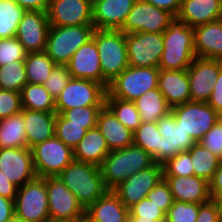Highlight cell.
<instances>
[{
	"mask_svg": "<svg viewBox=\"0 0 222 222\" xmlns=\"http://www.w3.org/2000/svg\"><path fill=\"white\" fill-rule=\"evenodd\" d=\"M195 58L194 29L175 17L163 32V52L158 68L185 70Z\"/></svg>",
	"mask_w": 222,
	"mask_h": 222,
	"instance_id": "6da1fadb",
	"label": "cell"
},
{
	"mask_svg": "<svg viewBox=\"0 0 222 222\" xmlns=\"http://www.w3.org/2000/svg\"><path fill=\"white\" fill-rule=\"evenodd\" d=\"M152 156L134 144L123 149L112 150L99 166L104 186L113 190L131 175L151 167Z\"/></svg>",
	"mask_w": 222,
	"mask_h": 222,
	"instance_id": "7a4b0ae2",
	"label": "cell"
},
{
	"mask_svg": "<svg viewBox=\"0 0 222 222\" xmlns=\"http://www.w3.org/2000/svg\"><path fill=\"white\" fill-rule=\"evenodd\" d=\"M86 210L106 191L99 166L73 160L58 176Z\"/></svg>",
	"mask_w": 222,
	"mask_h": 222,
	"instance_id": "3957f363",
	"label": "cell"
},
{
	"mask_svg": "<svg viewBox=\"0 0 222 222\" xmlns=\"http://www.w3.org/2000/svg\"><path fill=\"white\" fill-rule=\"evenodd\" d=\"M103 77L110 83L129 66L126 34L120 30L94 29Z\"/></svg>",
	"mask_w": 222,
	"mask_h": 222,
	"instance_id": "277c9868",
	"label": "cell"
},
{
	"mask_svg": "<svg viewBox=\"0 0 222 222\" xmlns=\"http://www.w3.org/2000/svg\"><path fill=\"white\" fill-rule=\"evenodd\" d=\"M93 31V25L50 26L45 52L57 65H67L72 55L92 38Z\"/></svg>",
	"mask_w": 222,
	"mask_h": 222,
	"instance_id": "5b68a950",
	"label": "cell"
},
{
	"mask_svg": "<svg viewBox=\"0 0 222 222\" xmlns=\"http://www.w3.org/2000/svg\"><path fill=\"white\" fill-rule=\"evenodd\" d=\"M14 211L25 222L50 221L46 177H36L17 189Z\"/></svg>",
	"mask_w": 222,
	"mask_h": 222,
	"instance_id": "8992f818",
	"label": "cell"
},
{
	"mask_svg": "<svg viewBox=\"0 0 222 222\" xmlns=\"http://www.w3.org/2000/svg\"><path fill=\"white\" fill-rule=\"evenodd\" d=\"M158 67L128 66L109 84L107 92L118 99L134 101L158 87Z\"/></svg>",
	"mask_w": 222,
	"mask_h": 222,
	"instance_id": "52a82bcc",
	"label": "cell"
},
{
	"mask_svg": "<svg viewBox=\"0 0 222 222\" xmlns=\"http://www.w3.org/2000/svg\"><path fill=\"white\" fill-rule=\"evenodd\" d=\"M37 177H57L73 160V150L56 136L30 148Z\"/></svg>",
	"mask_w": 222,
	"mask_h": 222,
	"instance_id": "ba28073f",
	"label": "cell"
},
{
	"mask_svg": "<svg viewBox=\"0 0 222 222\" xmlns=\"http://www.w3.org/2000/svg\"><path fill=\"white\" fill-rule=\"evenodd\" d=\"M107 89L96 81L71 78L55 99L57 114L65 110L86 106H104Z\"/></svg>",
	"mask_w": 222,
	"mask_h": 222,
	"instance_id": "9c48e42d",
	"label": "cell"
},
{
	"mask_svg": "<svg viewBox=\"0 0 222 222\" xmlns=\"http://www.w3.org/2000/svg\"><path fill=\"white\" fill-rule=\"evenodd\" d=\"M50 221H85V209L58 177H46Z\"/></svg>",
	"mask_w": 222,
	"mask_h": 222,
	"instance_id": "30bf717a",
	"label": "cell"
},
{
	"mask_svg": "<svg viewBox=\"0 0 222 222\" xmlns=\"http://www.w3.org/2000/svg\"><path fill=\"white\" fill-rule=\"evenodd\" d=\"M171 113L180 127L196 143L219 120V114L207 102H187L171 108Z\"/></svg>",
	"mask_w": 222,
	"mask_h": 222,
	"instance_id": "8fae6325",
	"label": "cell"
},
{
	"mask_svg": "<svg viewBox=\"0 0 222 222\" xmlns=\"http://www.w3.org/2000/svg\"><path fill=\"white\" fill-rule=\"evenodd\" d=\"M175 16L144 0H137L120 31L127 33H163Z\"/></svg>",
	"mask_w": 222,
	"mask_h": 222,
	"instance_id": "7c38bea8",
	"label": "cell"
},
{
	"mask_svg": "<svg viewBox=\"0 0 222 222\" xmlns=\"http://www.w3.org/2000/svg\"><path fill=\"white\" fill-rule=\"evenodd\" d=\"M129 66L158 67L163 52V33L126 34Z\"/></svg>",
	"mask_w": 222,
	"mask_h": 222,
	"instance_id": "4fadbf2b",
	"label": "cell"
},
{
	"mask_svg": "<svg viewBox=\"0 0 222 222\" xmlns=\"http://www.w3.org/2000/svg\"><path fill=\"white\" fill-rule=\"evenodd\" d=\"M162 179L163 166L162 164L154 163L151 167L131 175L112 191L129 209L143 198H146L150 190Z\"/></svg>",
	"mask_w": 222,
	"mask_h": 222,
	"instance_id": "5bb4252c",
	"label": "cell"
},
{
	"mask_svg": "<svg viewBox=\"0 0 222 222\" xmlns=\"http://www.w3.org/2000/svg\"><path fill=\"white\" fill-rule=\"evenodd\" d=\"M0 172L17 188L35 179L31 149L0 148Z\"/></svg>",
	"mask_w": 222,
	"mask_h": 222,
	"instance_id": "9a60e30c",
	"label": "cell"
},
{
	"mask_svg": "<svg viewBox=\"0 0 222 222\" xmlns=\"http://www.w3.org/2000/svg\"><path fill=\"white\" fill-rule=\"evenodd\" d=\"M49 27L46 11L28 10L18 24L15 37L26 53L42 52L46 49Z\"/></svg>",
	"mask_w": 222,
	"mask_h": 222,
	"instance_id": "2e32d148",
	"label": "cell"
},
{
	"mask_svg": "<svg viewBox=\"0 0 222 222\" xmlns=\"http://www.w3.org/2000/svg\"><path fill=\"white\" fill-rule=\"evenodd\" d=\"M222 61L196 57L188 67L191 102H207L212 93Z\"/></svg>",
	"mask_w": 222,
	"mask_h": 222,
	"instance_id": "e0dca14e",
	"label": "cell"
},
{
	"mask_svg": "<svg viewBox=\"0 0 222 222\" xmlns=\"http://www.w3.org/2000/svg\"><path fill=\"white\" fill-rule=\"evenodd\" d=\"M47 14L50 26L93 25L92 0H51Z\"/></svg>",
	"mask_w": 222,
	"mask_h": 222,
	"instance_id": "ac0fdd59",
	"label": "cell"
},
{
	"mask_svg": "<svg viewBox=\"0 0 222 222\" xmlns=\"http://www.w3.org/2000/svg\"><path fill=\"white\" fill-rule=\"evenodd\" d=\"M67 66L72 78L96 81L108 89L110 83L102 75L99 52L93 38L72 55Z\"/></svg>",
	"mask_w": 222,
	"mask_h": 222,
	"instance_id": "d6986e66",
	"label": "cell"
},
{
	"mask_svg": "<svg viewBox=\"0 0 222 222\" xmlns=\"http://www.w3.org/2000/svg\"><path fill=\"white\" fill-rule=\"evenodd\" d=\"M160 137V164L178 153L188 151L196 142L189 136L175 120L170 112L161 117L158 122Z\"/></svg>",
	"mask_w": 222,
	"mask_h": 222,
	"instance_id": "ffe728a7",
	"label": "cell"
},
{
	"mask_svg": "<svg viewBox=\"0 0 222 222\" xmlns=\"http://www.w3.org/2000/svg\"><path fill=\"white\" fill-rule=\"evenodd\" d=\"M137 0H92L94 29L120 30Z\"/></svg>",
	"mask_w": 222,
	"mask_h": 222,
	"instance_id": "44dd1931",
	"label": "cell"
},
{
	"mask_svg": "<svg viewBox=\"0 0 222 222\" xmlns=\"http://www.w3.org/2000/svg\"><path fill=\"white\" fill-rule=\"evenodd\" d=\"M168 182L175 201L202 204L211 199L209 182L195 175L163 176Z\"/></svg>",
	"mask_w": 222,
	"mask_h": 222,
	"instance_id": "7402d4cb",
	"label": "cell"
},
{
	"mask_svg": "<svg viewBox=\"0 0 222 222\" xmlns=\"http://www.w3.org/2000/svg\"><path fill=\"white\" fill-rule=\"evenodd\" d=\"M158 89L168 105L173 108L191 102L189 76L185 70H162L158 77Z\"/></svg>",
	"mask_w": 222,
	"mask_h": 222,
	"instance_id": "603a6c76",
	"label": "cell"
},
{
	"mask_svg": "<svg viewBox=\"0 0 222 222\" xmlns=\"http://www.w3.org/2000/svg\"><path fill=\"white\" fill-rule=\"evenodd\" d=\"M85 222H129V209L112 190H107L85 210Z\"/></svg>",
	"mask_w": 222,
	"mask_h": 222,
	"instance_id": "cb8c5ba5",
	"label": "cell"
},
{
	"mask_svg": "<svg viewBox=\"0 0 222 222\" xmlns=\"http://www.w3.org/2000/svg\"><path fill=\"white\" fill-rule=\"evenodd\" d=\"M193 29L196 57L222 61V18Z\"/></svg>",
	"mask_w": 222,
	"mask_h": 222,
	"instance_id": "d4e9b609",
	"label": "cell"
},
{
	"mask_svg": "<svg viewBox=\"0 0 222 222\" xmlns=\"http://www.w3.org/2000/svg\"><path fill=\"white\" fill-rule=\"evenodd\" d=\"M96 127L110 151L133 145V131L125 127L105 105L98 113Z\"/></svg>",
	"mask_w": 222,
	"mask_h": 222,
	"instance_id": "484cf974",
	"label": "cell"
},
{
	"mask_svg": "<svg viewBox=\"0 0 222 222\" xmlns=\"http://www.w3.org/2000/svg\"><path fill=\"white\" fill-rule=\"evenodd\" d=\"M176 18L192 28L221 19V0H182Z\"/></svg>",
	"mask_w": 222,
	"mask_h": 222,
	"instance_id": "4316f807",
	"label": "cell"
},
{
	"mask_svg": "<svg viewBox=\"0 0 222 222\" xmlns=\"http://www.w3.org/2000/svg\"><path fill=\"white\" fill-rule=\"evenodd\" d=\"M22 115L24 116L28 148L55 136L56 112L22 108Z\"/></svg>",
	"mask_w": 222,
	"mask_h": 222,
	"instance_id": "83f0119b",
	"label": "cell"
},
{
	"mask_svg": "<svg viewBox=\"0 0 222 222\" xmlns=\"http://www.w3.org/2000/svg\"><path fill=\"white\" fill-rule=\"evenodd\" d=\"M110 150L106 140L97 127L87 130L85 136L73 149L75 161L100 166Z\"/></svg>",
	"mask_w": 222,
	"mask_h": 222,
	"instance_id": "f1b7e54d",
	"label": "cell"
},
{
	"mask_svg": "<svg viewBox=\"0 0 222 222\" xmlns=\"http://www.w3.org/2000/svg\"><path fill=\"white\" fill-rule=\"evenodd\" d=\"M133 102L140 114L141 123H157L161 117L171 112V107L158 87L147 91Z\"/></svg>",
	"mask_w": 222,
	"mask_h": 222,
	"instance_id": "f546056e",
	"label": "cell"
},
{
	"mask_svg": "<svg viewBox=\"0 0 222 222\" xmlns=\"http://www.w3.org/2000/svg\"><path fill=\"white\" fill-rule=\"evenodd\" d=\"M27 147L22 111L0 120V148Z\"/></svg>",
	"mask_w": 222,
	"mask_h": 222,
	"instance_id": "4dcf8cb0",
	"label": "cell"
},
{
	"mask_svg": "<svg viewBox=\"0 0 222 222\" xmlns=\"http://www.w3.org/2000/svg\"><path fill=\"white\" fill-rule=\"evenodd\" d=\"M21 105L24 109L56 112L55 98L42 84L27 83L21 90Z\"/></svg>",
	"mask_w": 222,
	"mask_h": 222,
	"instance_id": "1f68e13d",
	"label": "cell"
},
{
	"mask_svg": "<svg viewBox=\"0 0 222 222\" xmlns=\"http://www.w3.org/2000/svg\"><path fill=\"white\" fill-rule=\"evenodd\" d=\"M24 65L26 69L27 83L44 84L57 65L45 51L27 53Z\"/></svg>",
	"mask_w": 222,
	"mask_h": 222,
	"instance_id": "d6a6232c",
	"label": "cell"
},
{
	"mask_svg": "<svg viewBox=\"0 0 222 222\" xmlns=\"http://www.w3.org/2000/svg\"><path fill=\"white\" fill-rule=\"evenodd\" d=\"M188 151L193 163V175L210 182L221 160L199 143H195Z\"/></svg>",
	"mask_w": 222,
	"mask_h": 222,
	"instance_id": "836d02e7",
	"label": "cell"
},
{
	"mask_svg": "<svg viewBox=\"0 0 222 222\" xmlns=\"http://www.w3.org/2000/svg\"><path fill=\"white\" fill-rule=\"evenodd\" d=\"M105 106L131 131L134 132L141 125L140 114L133 101L118 99L106 92Z\"/></svg>",
	"mask_w": 222,
	"mask_h": 222,
	"instance_id": "e575fe53",
	"label": "cell"
},
{
	"mask_svg": "<svg viewBox=\"0 0 222 222\" xmlns=\"http://www.w3.org/2000/svg\"><path fill=\"white\" fill-rule=\"evenodd\" d=\"M160 137L157 123H141L133 132V144L152 156L160 164Z\"/></svg>",
	"mask_w": 222,
	"mask_h": 222,
	"instance_id": "d590c367",
	"label": "cell"
},
{
	"mask_svg": "<svg viewBox=\"0 0 222 222\" xmlns=\"http://www.w3.org/2000/svg\"><path fill=\"white\" fill-rule=\"evenodd\" d=\"M26 10L12 0H0V39L15 37Z\"/></svg>",
	"mask_w": 222,
	"mask_h": 222,
	"instance_id": "8d00e7d4",
	"label": "cell"
},
{
	"mask_svg": "<svg viewBox=\"0 0 222 222\" xmlns=\"http://www.w3.org/2000/svg\"><path fill=\"white\" fill-rule=\"evenodd\" d=\"M27 84L24 60L0 66V89L21 92Z\"/></svg>",
	"mask_w": 222,
	"mask_h": 222,
	"instance_id": "74e56055",
	"label": "cell"
},
{
	"mask_svg": "<svg viewBox=\"0 0 222 222\" xmlns=\"http://www.w3.org/2000/svg\"><path fill=\"white\" fill-rule=\"evenodd\" d=\"M85 125L69 124L62 114L56 115L55 136L72 150L85 136Z\"/></svg>",
	"mask_w": 222,
	"mask_h": 222,
	"instance_id": "f35d334b",
	"label": "cell"
},
{
	"mask_svg": "<svg viewBox=\"0 0 222 222\" xmlns=\"http://www.w3.org/2000/svg\"><path fill=\"white\" fill-rule=\"evenodd\" d=\"M129 222H165V213L146 197L129 208Z\"/></svg>",
	"mask_w": 222,
	"mask_h": 222,
	"instance_id": "ab89813d",
	"label": "cell"
},
{
	"mask_svg": "<svg viewBox=\"0 0 222 222\" xmlns=\"http://www.w3.org/2000/svg\"><path fill=\"white\" fill-rule=\"evenodd\" d=\"M103 106L75 107L65 110L62 115L69 120V124L85 125L89 130L96 127L97 116Z\"/></svg>",
	"mask_w": 222,
	"mask_h": 222,
	"instance_id": "60d3db41",
	"label": "cell"
},
{
	"mask_svg": "<svg viewBox=\"0 0 222 222\" xmlns=\"http://www.w3.org/2000/svg\"><path fill=\"white\" fill-rule=\"evenodd\" d=\"M192 164L190 152H180L162 164L163 176H193Z\"/></svg>",
	"mask_w": 222,
	"mask_h": 222,
	"instance_id": "b9f144b4",
	"label": "cell"
},
{
	"mask_svg": "<svg viewBox=\"0 0 222 222\" xmlns=\"http://www.w3.org/2000/svg\"><path fill=\"white\" fill-rule=\"evenodd\" d=\"M200 204L175 201L165 214V222H196Z\"/></svg>",
	"mask_w": 222,
	"mask_h": 222,
	"instance_id": "7bdbcfd3",
	"label": "cell"
},
{
	"mask_svg": "<svg viewBox=\"0 0 222 222\" xmlns=\"http://www.w3.org/2000/svg\"><path fill=\"white\" fill-rule=\"evenodd\" d=\"M26 51L16 37L0 39V66L25 60Z\"/></svg>",
	"mask_w": 222,
	"mask_h": 222,
	"instance_id": "ee69618b",
	"label": "cell"
},
{
	"mask_svg": "<svg viewBox=\"0 0 222 222\" xmlns=\"http://www.w3.org/2000/svg\"><path fill=\"white\" fill-rule=\"evenodd\" d=\"M71 78L67 65H56L43 85L50 95L56 99Z\"/></svg>",
	"mask_w": 222,
	"mask_h": 222,
	"instance_id": "f6af8a7d",
	"label": "cell"
},
{
	"mask_svg": "<svg viewBox=\"0 0 222 222\" xmlns=\"http://www.w3.org/2000/svg\"><path fill=\"white\" fill-rule=\"evenodd\" d=\"M147 198L166 214L174 199L168 182L163 178L147 194Z\"/></svg>",
	"mask_w": 222,
	"mask_h": 222,
	"instance_id": "bcb514c9",
	"label": "cell"
},
{
	"mask_svg": "<svg viewBox=\"0 0 222 222\" xmlns=\"http://www.w3.org/2000/svg\"><path fill=\"white\" fill-rule=\"evenodd\" d=\"M22 111L20 92L0 89V120Z\"/></svg>",
	"mask_w": 222,
	"mask_h": 222,
	"instance_id": "7dc6e473",
	"label": "cell"
},
{
	"mask_svg": "<svg viewBox=\"0 0 222 222\" xmlns=\"http://www.w3.org/2000/svg\"><path fill=\"white\" fill-rule=\"evenodd\" d=\"M198 143L222 161V121L219 119Z\"/></svg>",
	"mask_w": 222,
	"mask_h": 222,
	"instance_id": "c3c4849f",
	"label": "cell"
},
{
	"mask_svg": "<svg viewBox=\"0 0 222 222\" xmlns=\"http://www.w3.org/2000/svg\"><path fill=\"white\" fill-rule=\"evenodd\" d=\"M196 222H220L218 203L210 199L208 202L200 204Z\"/></svg>",
	"mask_w": 222,
	"mask_h": 222,
	"instance_id": "681fc988",
	"label": "cell"
},
{
	"mask_svg": "<svg viewBox=\"0 0 222 222\" xmlns=\"http://www.w3.org/2000/svg\"><path fill=\"white\" fill-rule=\"evenodd\" d=\"M207 103L218 113L222 112V69L212 87V93Z\"/></svg>",
	"mask_w": 222,
	"mask_h": 222,
	"instance_id": "f907efd6",
	"label": "cell"
},
{
	"mask_svg": "<svg viewBox=\"0 0 222 222\" xmlns=\"http://www.w3.org/2000/svg\"><path fill=\"white\" fill-rule=\"evenodd\" d=\"M209 191L211 199L217 203H222V161L214 173L212 180L209 182Z\"/></svg>",
	"mask_w": 222,
	"mask_h": 222,
	"instance_id": "816d5d0a",
	"label": "cell"
},
{
	"mask_svg": "<svg viewBox=\"0 0 222 222\" xmlns=\"http://www.w3.org/2000/svg\"><path fill=\"white\" fill-rule=\"evenodd\" d=\"M19 6L23 7L26 11H48L51 0H12Z\"/></svg>",
	"mask_w": 222,
	"mask_h": 222,
	"instance_id": "f5cc1de1",
	"label": "cell"
},
{
	"mask_svg": "<svg viewBox=\"0 0 222 222\" xmlns=\"http://www.w3.org/2000/svg\"><path fill=\"white\" fill-rule=\"evenodd\" d=\"M149 2L150 4L164 9L170 13H172L175 17L177 16L182 0H144Z\"/></svg>",
	"mask_w": 222,
	"mask_h": 222,
	"instance_id": "db71d44e",
	"label": "cell"
},
{
	"mask_svg": "<svg viewBox=\"0 0 222 222\" xmlns=\"http://www.w3.org/2000/svg\"><path fill=\"white\" fill-rule=\"evenodd\" d=\"M15 215L14 200L0 195V222H7Z\"/></svg>",
	"mask_w": 222,
	"mask_h": 222,
	"instance_id": "11a10c76",
	"label": "cell"
},
{
	"mask_svg": "<svg viewBox=\"0 0 222 222\" xmlns=\"http://www.w3.org/2000/svg\"><path fill=\"white\" fill-rule=\"evenodd\" d=\"M2 172H0V195L11 200H15L17 194V187L12 184Z\"/></svg>",
	"mask_w": 222,
	"mask_h": 222,
	"instance_id": "9f6ffc18",
	"label": "cell"
},
{
	"mask_svg": "<svg viewBox=\"0 0 222 222\" xmlns=\"http://www.w3.org/2000/svg\"><path fill=\"white\" fill-rule=\"evenodd\" d=\"M7 222H25L24 220H21L20 218L16 217L15 215Z\"/></svg>",
	"mask_w": 222,
	"mask_h": 222,
	"instance_id": "6f0895ef",
	"label": "cell"
},
{
	"mask_svg": "<svg viewBox=\"0 0 222 222\" xmlns=\"http://www.w3.org/2000/svg\"><path fill=\"white\" fill-rule=\"evenodd\" d=\"M219 205V220L222 222V203H218Z\"/></svg>",
	"mask_w": 222,
	"mask_h": 222,
	"instance_id": "680465c9",
	"label": "cell"
},
{
	"mask_svg": "<svg viewBox=\"0 0 222 222\" xmlns=\"http://www.w3.org/2000/svg\"><path fill=\"white\" fill-rule=\"evenodd\" d=\"M219 119L222 121V112L219 114Z\"/></svg>",
	"mask_w": 222,
	"mask_h": 222,
	"instance_id": "91938a15",
	"label": "cell"
},
{
	"mask_svg": "<svg viewBox=\"0 0 222 222\" xmlns=\"http://www.w3.org/2000/svg\"><path fill=\"white\" fill-rule=\"evenodd\" d=\"M221 18H222V0H221Z\"/></svg>",
	"mask_w": 222,
	"mask_h": 222,
	"instance_id": "94428289",
	"label": "cell"
}]
</instances>
